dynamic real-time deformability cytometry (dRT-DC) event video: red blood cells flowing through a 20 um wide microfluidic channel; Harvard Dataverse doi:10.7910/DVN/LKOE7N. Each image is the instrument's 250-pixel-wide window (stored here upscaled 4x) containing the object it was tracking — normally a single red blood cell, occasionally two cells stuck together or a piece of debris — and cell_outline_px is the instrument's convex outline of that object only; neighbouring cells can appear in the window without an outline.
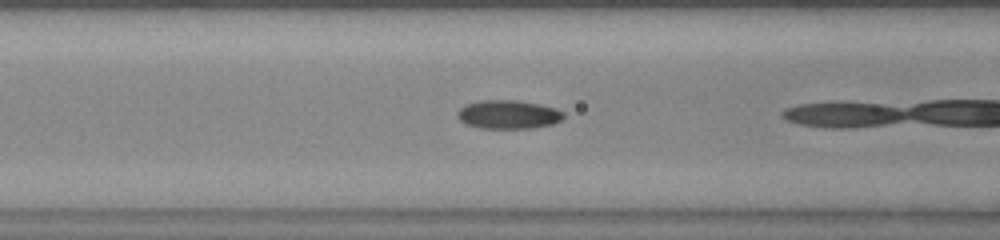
{"species": "common noctule bat (a hibernating species)", "species_latin": "Nyctalus noctula", "temperature_condition": "warm", "stored_images_in_passage": 16, "camera_frame_rate_fps": 3000, "um_per_image_px": 0.085, "animal": {"sex": "female", "body_mass_g": 23.0, "forearm_length_mm": 53.4}, "frame": {"image": 1, "passage_image": 5, "time_ms": 1.333, "image_size_px": [1000, 240], "cell_outline_px": [[564, 116], [560, 120], [552, 124], [528, 128], [484, 128], [468, 124], [460, 120], [456, 116], [456, 112], [464, 104], [480, 100], [516, 100], [540, 104], [556, 108], [564, 112]], "centroid_in_image_um": [43.19, 9.71], "position_along_channel_um": 123.4, "area_um2": 17.69}}